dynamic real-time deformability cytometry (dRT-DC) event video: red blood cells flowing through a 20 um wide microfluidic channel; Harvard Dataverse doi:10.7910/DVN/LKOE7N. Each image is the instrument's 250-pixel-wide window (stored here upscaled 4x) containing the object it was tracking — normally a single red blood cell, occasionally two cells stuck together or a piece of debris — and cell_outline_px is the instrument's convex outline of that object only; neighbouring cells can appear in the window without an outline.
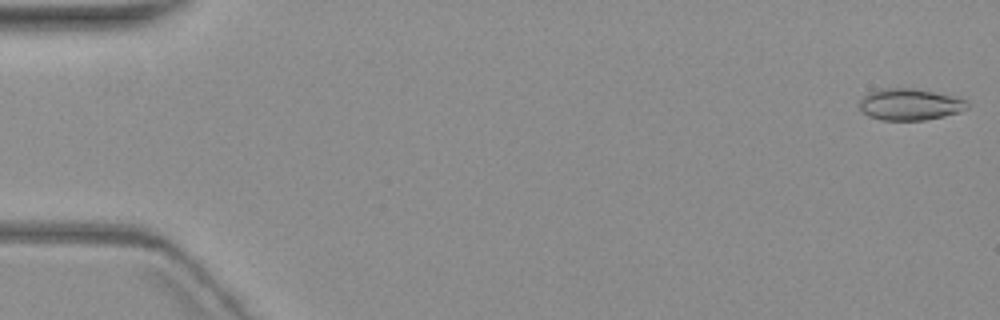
{"species": "common noctule bat (a hibernating species)", "species_latin": "Nyctalus noctula", "temperature_condition": "warm", "stored_images_in_passage": 5, "camera_frame_rate_fps": 3000, "um_per_image_px": 0.085, "animal": {"sex": "female", "body_mass_g": 19.3, "forearm_length_mm": 54.1}, "frame": {"image": 1, "passage_image": 1, "time_ms": 0.0, "image_size_px": [1000, 320], "cell_outline_px": [[968, 108], [960, 112], [944, 116], [924, 120], [880, 120], [868, 116], [860, 112], [856, 104], [868, 92], [880, 88], [916, 88], [960, 96], [968, 100]], "centroid_in_image_um": [77.34, 8.86], "position_along_channel_um": 7.7, "area_um2": 20.58}}
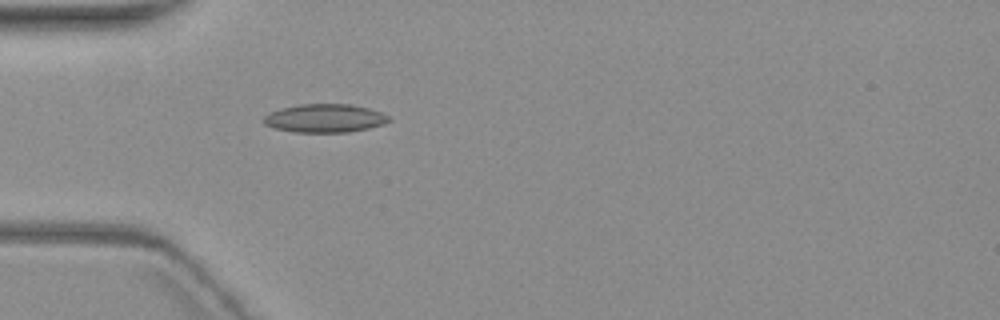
{"frame": {"image": 2, "passage_image": 5, "time_ms": 5.667, "image_size_px": [1000, 320], "cell_outline_px": [[392, 120], [384, 124], [368, 128], [348, 132], [292, 132], [272, 128], [264, 124], [264, 116], [268, 112], [280, 108], [300, 104], [352, 104], [368, 108], [380, 112], [388, 116]], "centroid_in_image_um": [27.58, 10.05], "position_along_channel_um": 57.4, "area_um2": 20.87}}